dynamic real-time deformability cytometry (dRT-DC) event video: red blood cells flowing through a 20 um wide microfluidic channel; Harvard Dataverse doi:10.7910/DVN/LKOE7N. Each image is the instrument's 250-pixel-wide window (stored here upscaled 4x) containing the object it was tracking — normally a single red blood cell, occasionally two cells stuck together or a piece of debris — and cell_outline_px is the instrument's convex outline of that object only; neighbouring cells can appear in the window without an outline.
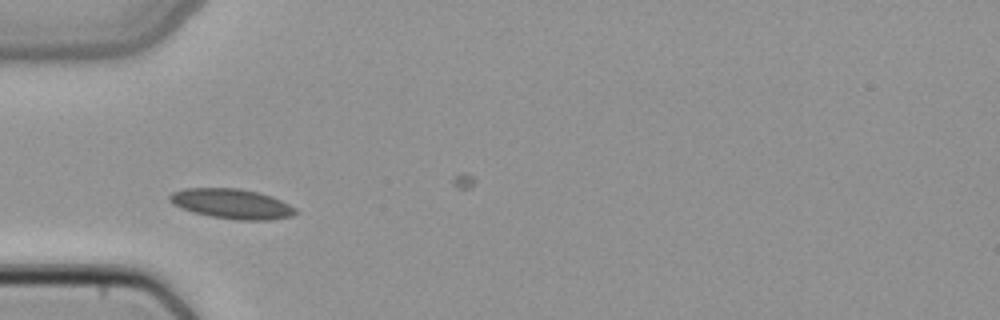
{"species": "common noctule bat (a hibernating species)", "species_latin": "Nyctalus noctula", "temperature_condition": "cold", "stored_images_in_passage": 40, "camera_frame_rate_fps": 3000, "um_per_image_px": 0.085, "animal": {"sex": "female", "body_mass_g": 22.7, "forearm_length_mm": 54.2}, "frame": {"image": 1, "passage_image": 5, "time_ms": 1.333, "image_size_px": [1000, 320], "cell_outline_px": [[300, 212], [292, 216], [268, 220], [236, 220], [208, 216], [192, 212], [168, 200], [168, 196], [172, 192], [184, 188], [240, 188], [272, 196], [296, 208]], "centroid_in_image_um": [19.72, 17.32], "position_along_channel_um": 65.3, "area_um2": 21.96}}
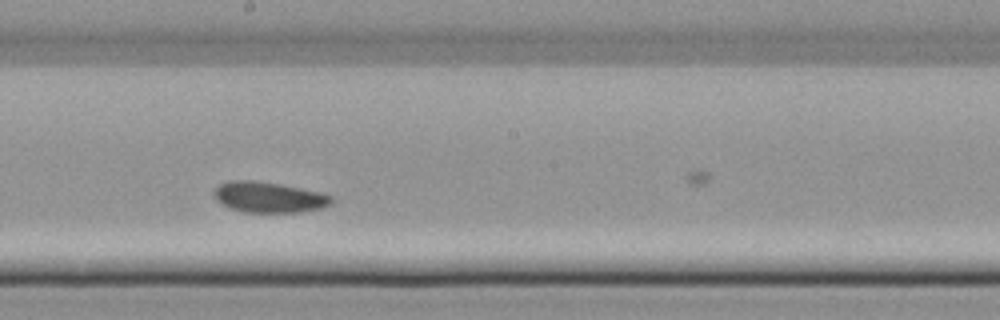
{"frame": {"image": 2, "passage_image": 17, "time_ms": 5.333, "image_size_px": [1000, 320], "cell_outline_px": [[332, 200], [324, 208], [296, 212], [244, 212], [232, 208], [216, 200], [212, 192], [220, 184], [232, 180], [256, 180], [280, 184], [320, 192], [332, 196]], "centroid_in_image_um": [22.84, 16.75], "position_along_channel_um": 225.4, "area_um2": 20.81}}
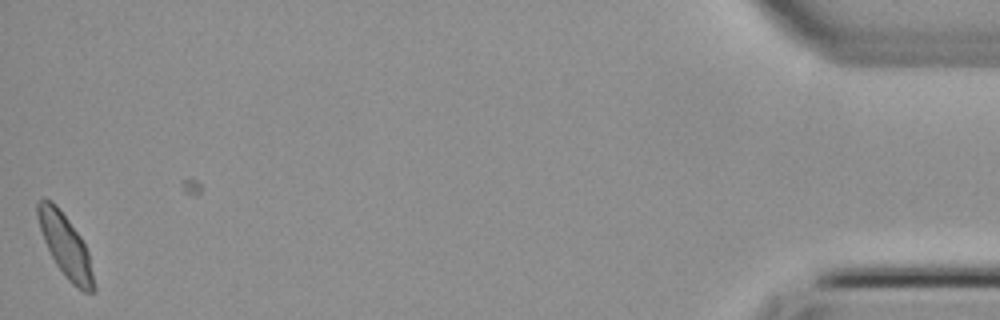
{"frame": {"image": 3, "passage_image": 39, "time_ms": 12.667, "image_size_px": [1000, 320], "cell_outline_px": [[96, 292], [84, 292], [72, 284], [68, 280], [56, 264], [44, 240], [36, 216], [36, 200], [44, 196], [52, 200], [56, 204], [80, 236], [88, 252], [96, 288]], "centroid_in_image_um": [5.54, 20.84], "position_along_channel_um": 429.7, "area_um2": 20.46}}